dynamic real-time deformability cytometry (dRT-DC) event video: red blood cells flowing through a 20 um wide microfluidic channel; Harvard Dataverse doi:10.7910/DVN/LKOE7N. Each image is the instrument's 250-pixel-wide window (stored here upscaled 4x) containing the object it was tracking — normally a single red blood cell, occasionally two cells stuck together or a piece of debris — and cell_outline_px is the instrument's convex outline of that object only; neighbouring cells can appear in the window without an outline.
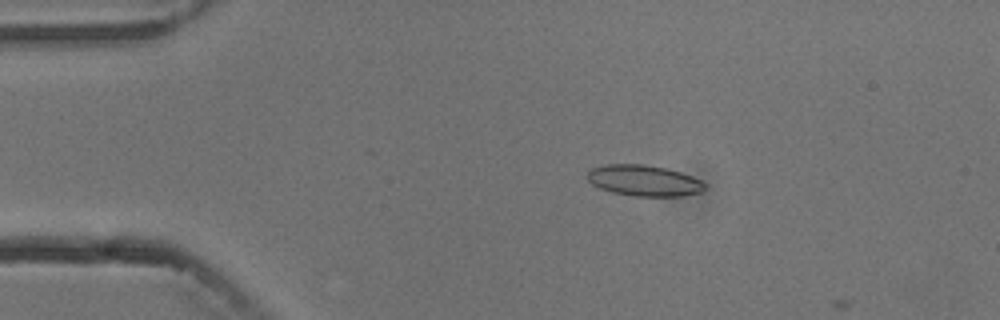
{"species": "common noctule bat (a hibernating species)", "species_latin": "Nyctalus noctula", "temperature_condition": "cold", "stored_images_in_passage": 3, "camera_frame_rate_fps": 3000, "um_per_image_px": 0.085, "animal": {"sex": "male", "body_mass_g": 13.3}, "frame": {"image": 1, "passage_image": 2, "time_ms": 2.0, "image_size_px": [1000, 320], "cell_outline_px": [[708, 188], [700, 192], [680, 196], [632, 196], [612, 192], [600, 188], [592, 184], [588, 180], [588, 168], [604, 164], [644, 164], [668, 168], [692, 176], [700, 180]], "centroid_in_image_um": [54.72, 15.34], "position_along_channel_um": 30.3, "area_um2": 21.39}}